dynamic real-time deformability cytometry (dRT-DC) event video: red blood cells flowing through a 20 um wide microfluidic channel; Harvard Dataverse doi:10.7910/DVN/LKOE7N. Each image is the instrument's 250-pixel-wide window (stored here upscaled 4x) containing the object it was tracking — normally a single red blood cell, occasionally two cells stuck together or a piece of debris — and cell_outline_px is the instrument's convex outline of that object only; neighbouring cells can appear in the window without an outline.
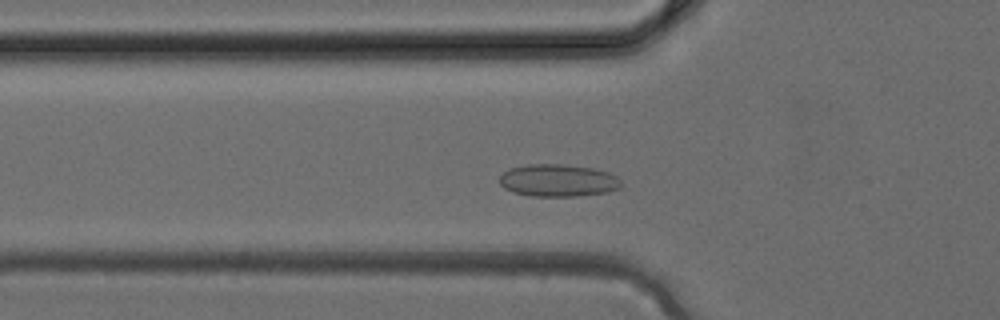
{"species": "common noctule bat (a hibernating species)", "species_latin": "Nyctalus noctula", "temperature_condition": "cold", "stored_images_in_passage": 15, "camera_frame_rate_fps": 3000, "um_per_image_px": 0.085, "animal": {"sex": "female", "body_mass_g": 24.6, "forearm_length_mm": 56.2}, "frame": {"image": 1, "passage_image": 5, "time_ms": 1.333, "image_size_px": [1000, 320], "cell_outline_px": [[620, 188], [608, 192], [576, 196], [532, 196], [512, 192], [504, 188], [500, 184], [500, 176], [504, 172], [512, 168], [528, 164], [560, 164], [592, 168], [608, 172], [616, 176], [620, 180]], "centroid_in_image_um": [47.43, 15.34], "position_along_channel_um": 78.4, "area_um2": 22.83}}
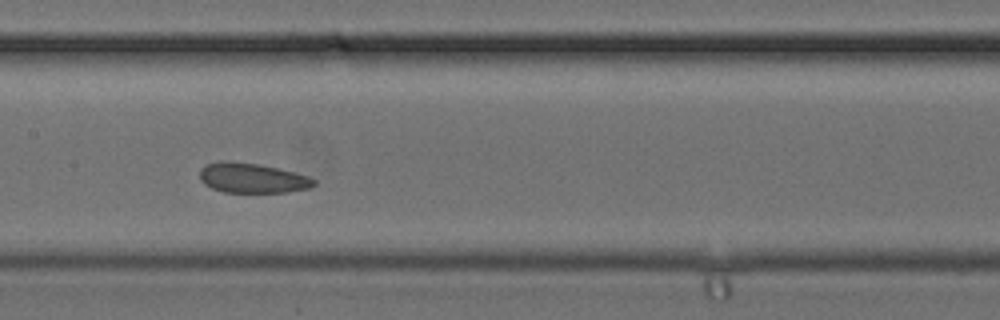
{"frame": {"image": 2, "passage_image": 11, "time_ms": 3.333, "image_size_px": [1000, 320], "cell_outline_px": [[316, 184], [308, 188], [288, 192], [224, 192], [212, 188], [204, 184], [200, 180], [200, 168], [208, 164], [220, 160], [228, 160], [256, 164], [276, 168], [308, 176], [316, 180]], "centroid_in_image_um": [21.4, 15.13], "position_along_channel_um": 186.0, "area_um2": 19.77}}
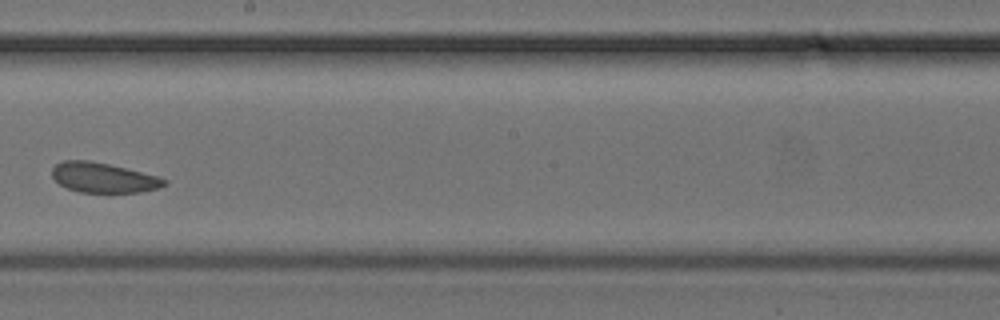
{"frame": {"image": 3, "passage_image": 14, "time_ms": 4.333, "image_size_px": [1000, 320], "cell_outline_px": [[168, 184], [156, 188], [140, 192], [80, 192], [68, 188], [60, 184], [52, 176], [52, 168], [56, 164], [64, 160], [88, 160], [108, 164], [160, 176], [168, 180]], "centroid_in_image_um": [8.81, 15.09], "position_along_channel_um": 239.4, "area_um2": 19.48}}